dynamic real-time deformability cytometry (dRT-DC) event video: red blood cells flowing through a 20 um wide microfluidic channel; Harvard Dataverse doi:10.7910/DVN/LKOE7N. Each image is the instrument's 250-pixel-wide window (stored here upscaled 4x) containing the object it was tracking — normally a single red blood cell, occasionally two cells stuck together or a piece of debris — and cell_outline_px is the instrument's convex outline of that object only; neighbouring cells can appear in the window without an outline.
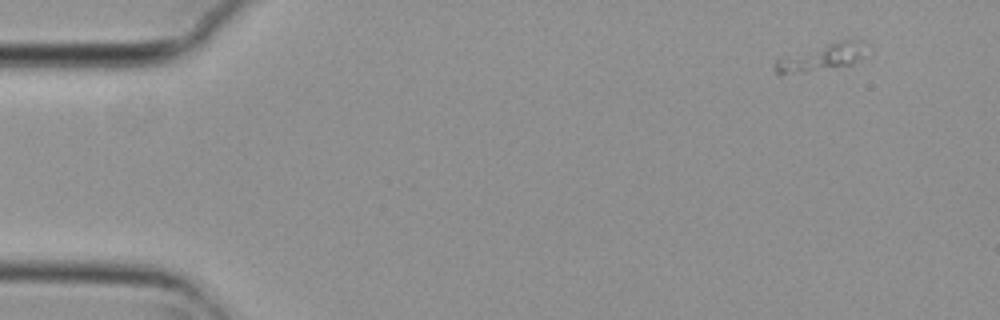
{"species": "common noctule bat (a hibernating species)", "species_latin": "Nyctalus noctula", "temperature_condition": "cold", "stored_images_in_passage": 5, "camera_frame_rate_fps": 3000, "um_per_image_px": 0.085, "animal": {"sex": "female", "body_mass_g": 29.2, "forearm_length_mm": 56.3}, "frame": {"image": 1, "passage_image": 1, "time_ms": 0.0, "image_size_px": [1000, 320], "cell_outline_px": [[872, 52], [852, 64], [780, 76], [776, 72], [772, 64], [776, 60], [852, 36], [868, 44]], "centroid_in_image_um": [70.01, 4.84], "position_along_channel_um": 15.0, "area_um2": 14.74}}
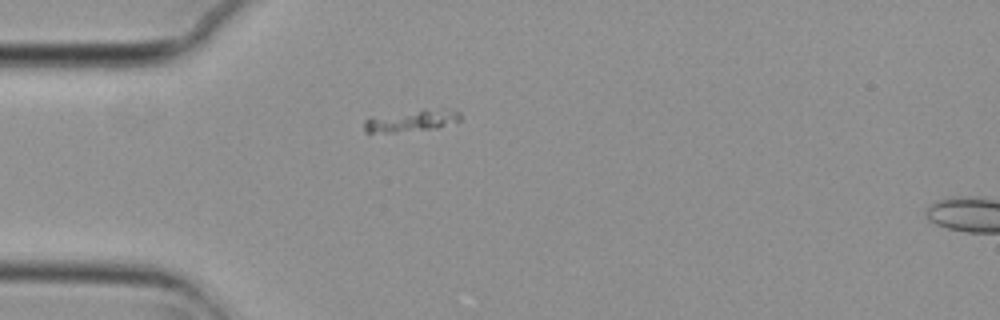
{"frame": {"image": 2, "passage_image": 4, "time_ms": 1.0, "image_size_px": [1000, 320], "cell_outline_px": [[460, 120], [440, 128], [396, 132], [364, 132], [364, 120], [372, 116], [424, 108], [456, 108], [460, 112]], "centroid_in_image_um": [35.04, 10.22], "position_along_channel_um": 50.0, "area_um2": 12.72}}